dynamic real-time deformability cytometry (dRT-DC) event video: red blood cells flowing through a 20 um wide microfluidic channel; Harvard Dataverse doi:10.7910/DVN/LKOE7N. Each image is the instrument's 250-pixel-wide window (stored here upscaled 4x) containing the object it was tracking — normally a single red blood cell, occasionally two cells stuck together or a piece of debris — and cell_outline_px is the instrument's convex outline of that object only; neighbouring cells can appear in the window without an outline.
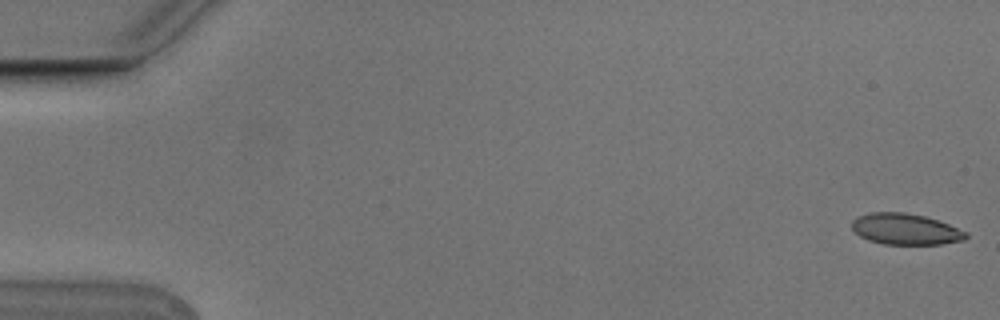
{"species": "Egyptian fruit bat (a non-hibernating species)", "species_latin": "Rousettus aegyptiacus", "temperature_condition": "cold", "stored_images_in_passage": 6, "camera_frame_rate_fps": 3000, "um_per_image_px": 0.085, "animal": {"sex": "male"}, "frame": {"image": 1, "passage_image": 1, "time_ms": 0.0, "image_size_px": [1000, 320], "cell_outline_px": [[968, 236], [964, 240], [940, 244], [884, 244], [868, 240], [860, 236], [852, 228], [852, 220], [856, 216], [868, 212], [904, 212], [924, 216], [948, 224], [968, 232]], "centroid_in_image_um": [76.94, 19.47], "position_along_channel_um": 8.1, "area_um2": 20.69}}